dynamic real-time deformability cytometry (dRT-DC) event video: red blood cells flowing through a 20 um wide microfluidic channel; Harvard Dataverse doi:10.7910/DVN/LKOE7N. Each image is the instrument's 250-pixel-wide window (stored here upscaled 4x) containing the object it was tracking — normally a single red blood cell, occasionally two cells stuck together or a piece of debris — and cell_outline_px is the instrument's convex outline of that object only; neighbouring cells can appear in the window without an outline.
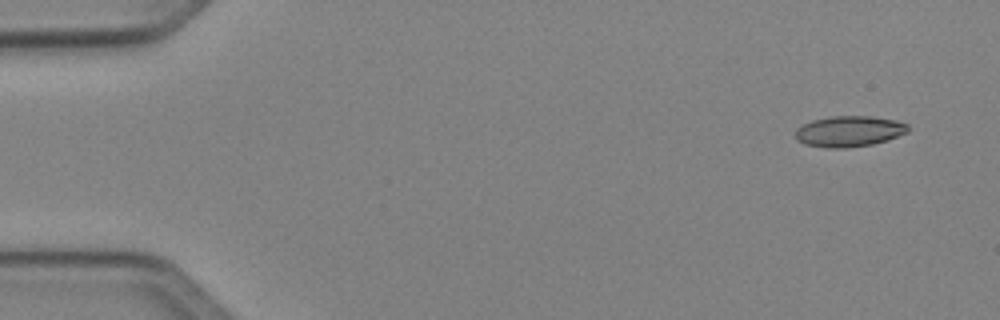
{"species": "Egyptian fruit bat (a non-hibernating species)", "species_latin": "Rousettus aegyptiacus", "temperature_condition": "cold", "stored_images_in_passage": 4, "camera_frame_rate_fps": 3000, "um_per_image_px": 0.085, "animal": {"sex": "female"}, "frame": {"image": 1, "passage_image": 1, "time_ms": 0.0, "image_size_px": [1000, 320], "cell_outline_px": [[908, 132], [888, 140], [872, 144], [844, 148], [828, 148], [804, 144], [796, 140], [796, 128], [812, 120], [828, 116], [872, 116], [896, 120], [908, 124]], "centroid_in_image_um": [72.17, 11.16], "position_along_channel_um": 12.8, "area_um2": 20.35}}
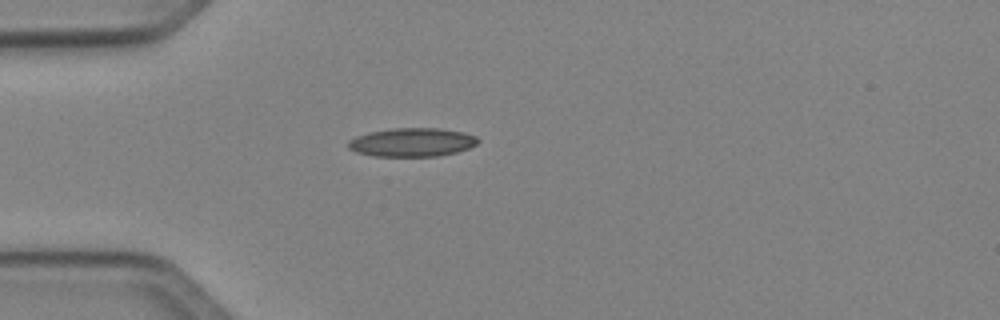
{"frame": {"image": 2, "passage_image": 4, "time_ms": 3.667, "image_size_px": [1000, 320], "cell_outline_px": [[480, 140], [476, 144], [468, 148], [456, 152], [440, 156], [376, 156], [356, 152], [348, 148], [348, 140], [356, 136], [368, 132], [392, 128], [440, 128], [464, 132], [476, 136]], "centroid_in_image_um": [35.02, 12.09], "position_along_channel_um": 50.0, "area_um2": 21.73}}